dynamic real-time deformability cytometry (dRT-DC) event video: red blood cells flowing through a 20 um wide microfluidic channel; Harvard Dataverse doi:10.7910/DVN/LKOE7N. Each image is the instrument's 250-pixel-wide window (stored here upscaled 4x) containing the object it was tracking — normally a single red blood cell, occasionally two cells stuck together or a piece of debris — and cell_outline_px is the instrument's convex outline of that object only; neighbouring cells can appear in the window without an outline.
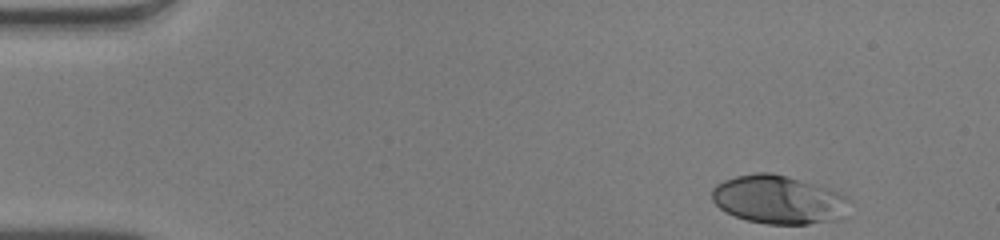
{"species": "human", "species_latin": "Homo sapiens", "temperature_condition": "warm", "stored_images_in_passage": 39, "camera_frame_rate_fps": 3000, "um_per_image_px": 0.085, "donor": {"sex": "male"}, "frame": {"image": 1, "passage_image": 1, "time_ms": 0.0, "image_size_px": [1000, 240], "cell_outline_px": [[852, 200], [836, 220], [808, 224], [768, 224], [748, 220], [736, 216], [720, 208], [712, 200], [712, 188], [716, 184], [724, 180], [736, 176], [756, 172], [772, 172], [812, 184], [848, 196]], "centroid_in_image_um": [66.13, 16.97], "position_along_channel_um": 18.9, "area_um2": 38.26}}
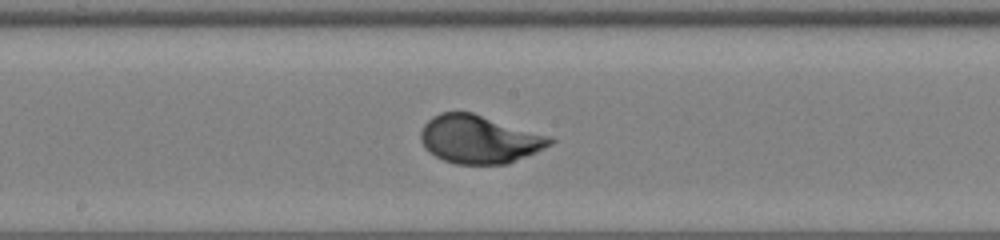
{"frame": {"image": 2, "passage_image": 23, "time_ms": 7.333, "image_size_px": [1000, 240], "cell_outline_px": [[556, 140], [552, 144], [544, 148], [508, 164], [456, 164], [444, 160], [436, 156], [424, 148], [420, 140], [420, 132], [424, 124], [432, 116], [440, 112], [472, 112], [552, 136]], "centroid_in_image_um": [40.74, 11.83], "position_along_channel_um": 207.5, "area_um2": 36.47}}
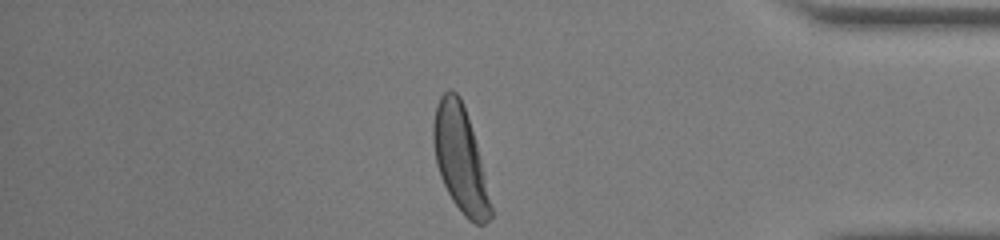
{"frame": {"image": 3, "passage_image": 39, "time_ms": 12.667, "image_size_px": [1000, 240], "cell_outline_px": [[492, 216], [484, 224], [476, 224], [468, 220], [464, 216], [452, 200], [440, 176], [436, 164], [432, 140], [432, 124], [436, 108], [440, 96], [448, 88], [452, 88], [460, 96], [476, 144], [492, 208]], "centroid_in_image_um": [39.08, 13.51], "position_along_channel_um": 396.1, "area_um2": 34.74}, "authors_computed_cell_mechanics": {"area_um2": 35.6626, "velocity_mm_per_s": 4.0526, "shape_relaxation_time_tau1_ms": 2.439, "shape_relaxation_time_tau2_ms": null, "deformation_change_tau1": 0.1666, "deformation_change_tau2": null}}